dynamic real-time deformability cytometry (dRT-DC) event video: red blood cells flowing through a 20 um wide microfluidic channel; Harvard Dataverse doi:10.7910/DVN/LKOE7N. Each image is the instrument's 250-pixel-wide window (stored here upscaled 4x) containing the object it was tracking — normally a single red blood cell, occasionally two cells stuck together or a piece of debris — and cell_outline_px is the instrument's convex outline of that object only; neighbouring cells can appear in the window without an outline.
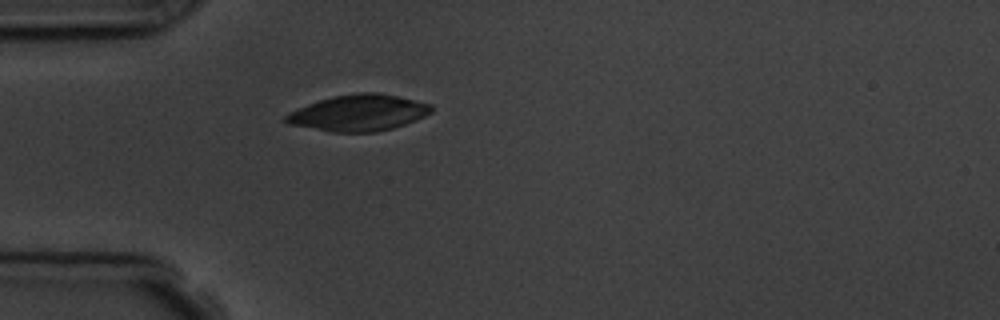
{"species": "common noctule bat (a hibernating species)", "species_latin": "Nyctalus noctula", "temperature_condition": "room temperature", "stored_images_in_passage": 1, "camera_frame_rate_fps": 3000, "um_per_image_px": 0.085, "animal": {"sex": "male", "body_mass_g": 19.5, "forearm_length_mm": 54.6}, "frame": {"image": 1, "passage_image": 1, "time_ms": 0.0, "image_size_px": [1000, 320], "cell_outline_px": [[432, 112], [416, 120], [392, 128], [376, 132], [328, 132], [288, 124], [284, 120], [284, 116], [288, 112], [308, 104], [320, 100], [336, 96], [356, 92], [380, 92], [432, 104]], "centroid_in_image_um": [30.47, 9.59], "position_along_channel_um": 54.5, "area_um2": 30.81}}